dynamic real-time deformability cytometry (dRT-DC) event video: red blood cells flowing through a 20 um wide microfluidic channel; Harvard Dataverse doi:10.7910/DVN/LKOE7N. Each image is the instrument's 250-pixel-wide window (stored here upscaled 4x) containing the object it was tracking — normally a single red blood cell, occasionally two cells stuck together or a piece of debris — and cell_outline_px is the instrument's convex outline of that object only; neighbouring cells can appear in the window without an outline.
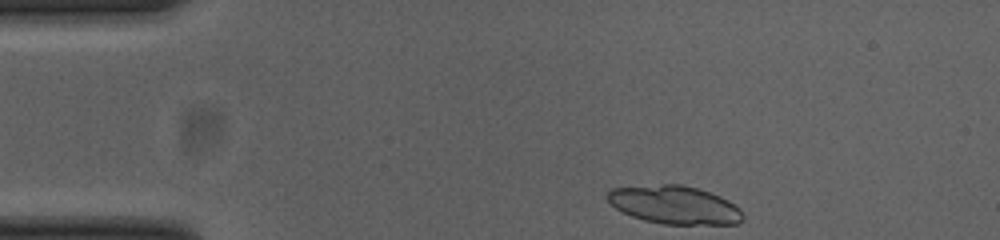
{"species": "common noctule bat (a hibernating species)", "species_latin": "Nyctalus noctula", "temperature_condition": "cold", "stored_images_in_passage": 45, "segment_of_instrument_passage": [1, 2], "camera_frame_rate_fps": 3000, "um_per_image_px": 0.085, "animal": {"sex": "female", "body_mass_g": 23.0, "forearm_length_mm": 53.4}, "frame": {"image": 1, "passage_image": 1, "time_ms": 0.0, "image_size_px": [1000, 240], "cell_outline_px": [[744, 220], [736, 224], [664, 224], [644, 220], [632, 216], [616, 208], [608, 200], [608, 192], [612, 188], [660, 184], [680, 184], [696, 188], [720, 196], [728, 200], [740, 208], [744, 216]], "centroid_in_image_um": [57.37, 17.42], "position_along_channel_um": 27.6, "area_um2": 30.0}}